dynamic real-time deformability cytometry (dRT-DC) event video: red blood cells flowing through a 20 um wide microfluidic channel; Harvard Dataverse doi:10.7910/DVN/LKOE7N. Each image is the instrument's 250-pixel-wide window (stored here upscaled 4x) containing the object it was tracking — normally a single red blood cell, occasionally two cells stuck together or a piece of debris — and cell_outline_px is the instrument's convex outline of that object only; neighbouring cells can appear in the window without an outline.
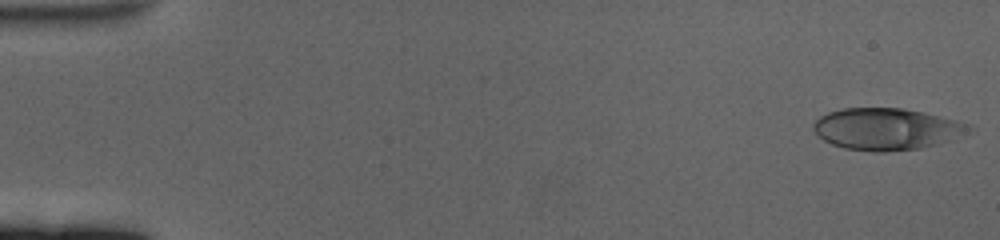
{"species": "human", "species_latin": "Homo sapiens", "temperature_condition": "cold", "stored_images_in_passage": 59, "camera_frame_rate_fps": 3000, "um_per_image_px": 0.085, "donor": {"sex": "female"}, "frame": {"image": 1, "passage_image": 1, "time_ms": 0.0, "image_size_px": [1000, 240], "cell_outline_px": [[972, 128], [952, 140], [920, 148], [884, 152], [876, 152], [844, 148], [832, 144], [824, 140], [812, 128], [812, 124], [820, 116], [828, 112], [844, 108], [900, 108], [920, 112], [956, 120], [968, 124]], "centroid_in_image_um": [75.31, 10.97], "position_along_channel_um": 9.7, "area_um2": 37.4}}
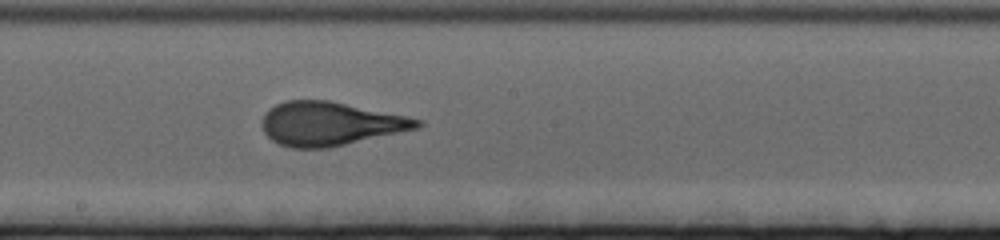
{"frame": {"image": 2, "passage_image": 33, "time_ms": 10.667, "image_size_px": [1000, 240], "cell_outline_px": [[424, 124], [420, 128], [328, 148], [292, 148], [280, 144], [272, 140], [264, 132], [260, 124], [264, 112], [268, 108], [284, 100], [328, 100], [408, 116], [424, 120]], "centroid_in_image_um": [28.06, 10.51], "position_along_channel_um": 220.1, "area_um2": 39.82}}
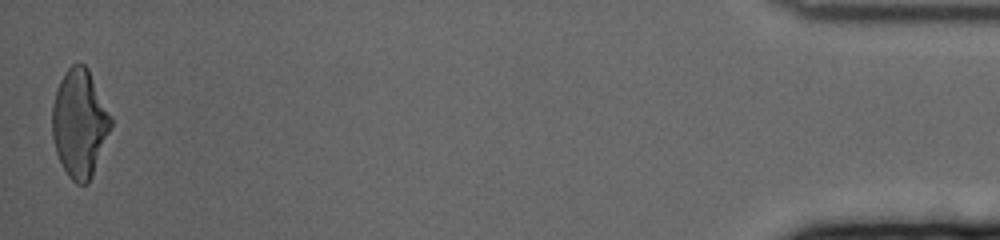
{"frame": {"image": 3, "passage_image": 59, "time_ms": 19.333, "image_size_px": [1000, 240], "cell_outline_px": [[112, 124], [92, 176], [88, 184], [76, 184], [68, 176], [56, 152], [52, 136], [52, 104], [56, 88], [60, 80], [68, 68], [72, 64], [80, 60], [88, 68], [112, 116]], "centroid_in_image_um": [6.76, 10.44], "position_along_channel_um": 428.4, "area_um2": 36.99}, "authors_computed_cell_mechanics": {"area_um2": 38.3214, "velocity_mm_per_s": 3.3824, "shape_relaxation_time_tau1_ms": 4.5522, "shape_relaxation_time_tau2_ms": 0.8447, "deformation_change_tau1": 0.1917, "deformation_change_tau2": 0.0815}}